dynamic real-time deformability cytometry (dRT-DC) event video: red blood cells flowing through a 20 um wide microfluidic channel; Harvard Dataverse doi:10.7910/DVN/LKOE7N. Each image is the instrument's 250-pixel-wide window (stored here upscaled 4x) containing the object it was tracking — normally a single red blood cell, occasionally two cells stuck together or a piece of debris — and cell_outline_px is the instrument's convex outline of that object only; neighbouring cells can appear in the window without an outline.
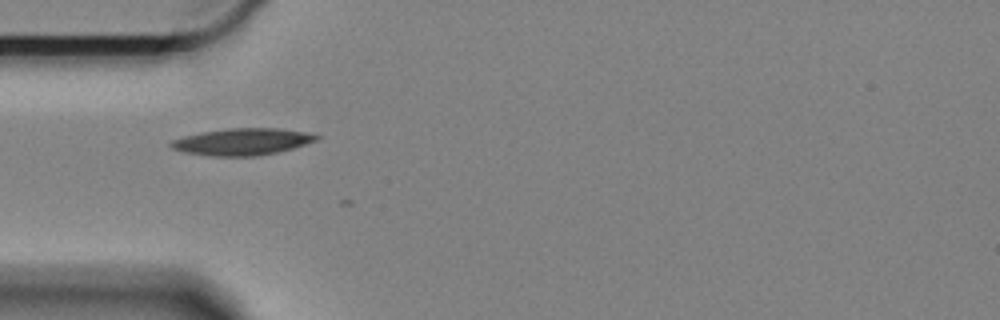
{"species": "Egyptian fruit bat (a non-hibernating species)", "species_latin": "Rousettus aegyptiacus", "temperature_condition": "cold", "stored_images_in_passage": 4, "camera_frame_rate_fps": 3000, "um_per_image_px": 0.085, "animal": {"sex": "female"}, "frame": {"image": 1, "passage_image": 3, "time_ms": 0.667, "image_size_px": [1000, 320], "cell_outline_px": [[320, 136], [316, 140], [292, 148], [276, 152], [256, 156], [212, 156], [184, 152], [172, 148], [168, 144], [172, 140], [184, 136], [200, 132], [228, 128], [280, 128], [304, 132]], "centroid_in_image_um": [20.54, 12.04], "position_along_channel_um": 64.5, "area_um2": 22.54}}